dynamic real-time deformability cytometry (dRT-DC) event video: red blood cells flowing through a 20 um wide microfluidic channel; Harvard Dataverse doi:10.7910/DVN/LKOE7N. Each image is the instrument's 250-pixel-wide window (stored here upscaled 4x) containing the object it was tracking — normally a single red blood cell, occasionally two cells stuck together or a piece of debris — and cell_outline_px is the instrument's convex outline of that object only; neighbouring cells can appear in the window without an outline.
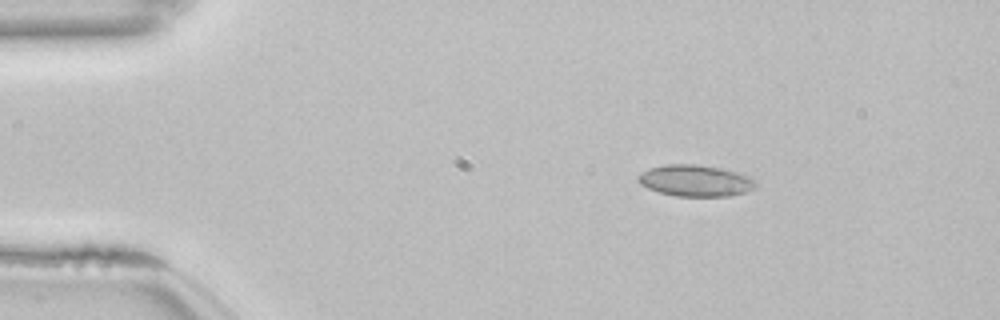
{"species": "common noctule bat (a hibernating species)", "species_latin": "Nyctalus noctula", "temperature_condition": "room temperature", "stored_images_in_passage": 46, "camera_frame_rate_fps": 3000, "um_per_image_px": 0.085, "animal": {"sex": "female", "body_mass_g": 22.7, "forearm_length_mm": 54.2}, "frame": {"image": 1, "passage_image": 1, "time_ms": 0.0, "image_size_px": [1000, 320], "cell_outline_px": [[756, 188], [744, 192], [728, 196], [676, 196], [660, 192], [648, 188], [640, 184], [640, 176], [648, 168], [664, 164], [696, 164], [720, 168], [736, 172], [748, 176], [756, 180]], "centroid_in_image_um": [59.14, 15.35], "position_along_channel_um": 25.9, "area_um2": 21.33}}
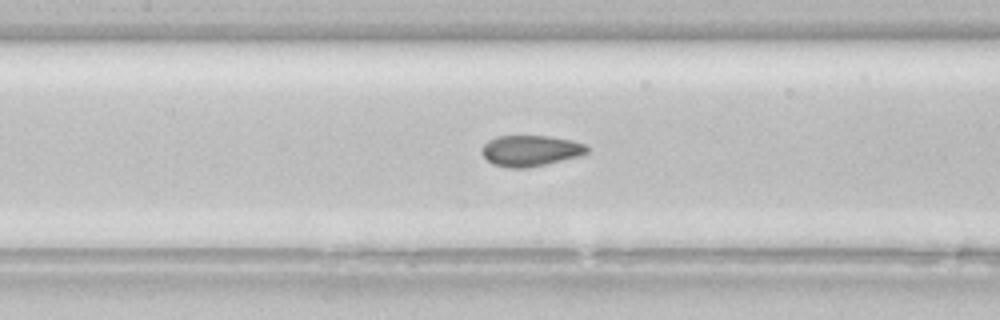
{"frame": {"image": 2, "passage_image": 17, "time_ms": 5.333, "image_size_px": [1000, 320], "cell_outline_px": [[588, 152], [580, 156], [528, 168], [512, 168], [492, 164], [480, 152], [480, 148], [488, 140], [496, 136], [548, 136], [572, 140], [588, 144]], "centroid_in_image_um": [45.09, 12.8], "position_along_channel_um": 162.3, "area_um2": 19.13}}
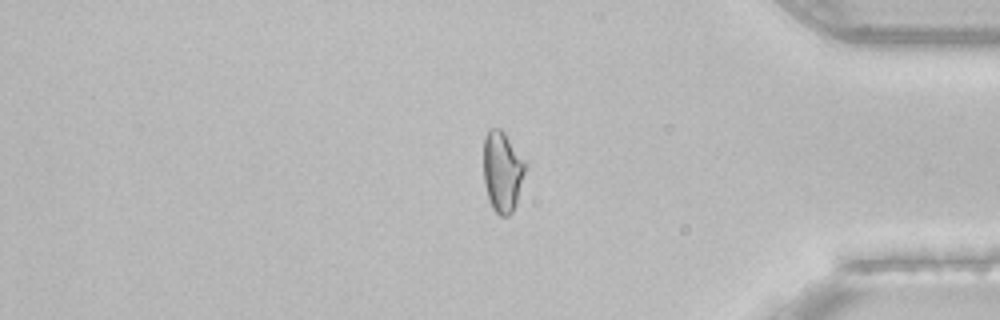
{"frame": {"image": 3, "passage_image": 37, "time_ms": 12.0, "image_size_px": [1000, 320], "cell_outline_px": [[528, 164], [516, 204], [512, 212], [508, 216], [500, 216], [492, 208], [484, 184], [484, 136], [492, 128], [500, 128], [504, 132]], "centroid_in_image_um": [42.72, 14.58], "position_along_channel_um": 392.5, "area_um2": 19.77}, "authors_computed_cell_mechanics": {"area_um2": 19.3341, "velocity_mm_per_s": 3.8454, "shape_relaxation_time_tau1_ms": 7.3648, "shape_relaxation_time_tau2_ms": 1.0544, "deformation_change_tau1": 0.14, "deformation_change_tau2": 0.0562}}